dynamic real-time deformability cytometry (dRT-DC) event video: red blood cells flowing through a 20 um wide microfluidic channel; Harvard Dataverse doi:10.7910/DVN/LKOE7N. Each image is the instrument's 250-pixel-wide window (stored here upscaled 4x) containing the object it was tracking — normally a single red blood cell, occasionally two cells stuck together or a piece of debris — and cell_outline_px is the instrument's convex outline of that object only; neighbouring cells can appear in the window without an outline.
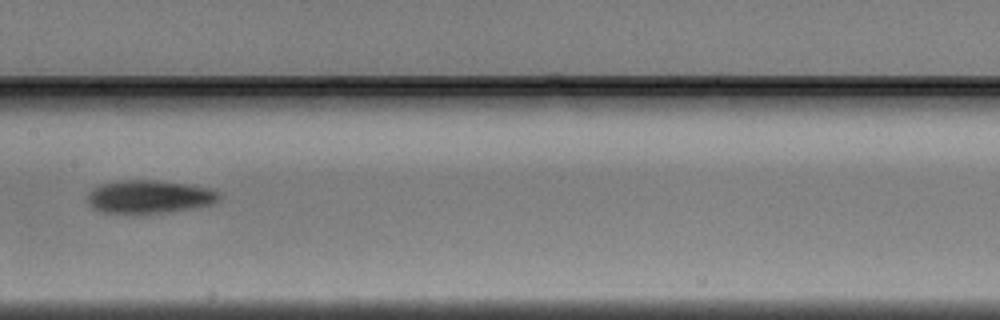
{"species": "Egyptian fruit bat (a non-hibernating species)", "species_latin": "Rousettus aegyptiacus", "temperature_condition": "warm", "stored_images_in_passage": 8, "camera_frame_rate_fps": 3000, "um_per_image_px": 0.085, "animal": {"sex": "male"}, "frame": {"image": 1, "passage_image": 7, "time_ms": 2.0, "image_size_px": [1000, 320], "cell_outline_px": [[220, 200], [212, 204], [192, 208], [144, 216], [140, 216], [104, 212], [92, 208], [88, 204], [88, 192], [92, 188], [100, 184], [120, 180], [152, 180], [184, 184], [208, 188], [220, 192]], "centroid_in_image_um": [12.64, 16.76], "position_along_channel_um": 194.8, "area_um2": 26.07}}
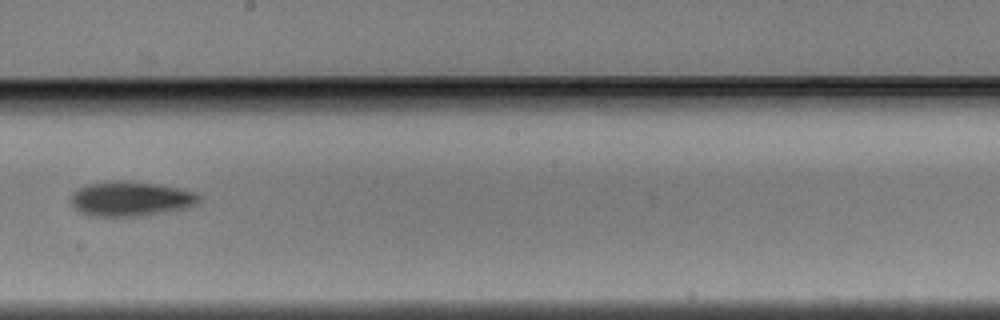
{"frame": {"image": 2, "passage_image": 8, "time_ms": 2.333, "image_size_px": [1000, 320], "cell_outline_px": [[200, 200], [196, 204], [184, 208], [132, 216], [96, 216], [84, 212], [76, 208], [72, 204], [72, 192], [88, 184], [120, 180], [124, 180], [156, 184], [180, 188], [196, 192], [200, 196]], "centroid_in_image_um": [11.13, 16.87], "position_along_channel_um": 237.1, "area_um2": 25.26}}